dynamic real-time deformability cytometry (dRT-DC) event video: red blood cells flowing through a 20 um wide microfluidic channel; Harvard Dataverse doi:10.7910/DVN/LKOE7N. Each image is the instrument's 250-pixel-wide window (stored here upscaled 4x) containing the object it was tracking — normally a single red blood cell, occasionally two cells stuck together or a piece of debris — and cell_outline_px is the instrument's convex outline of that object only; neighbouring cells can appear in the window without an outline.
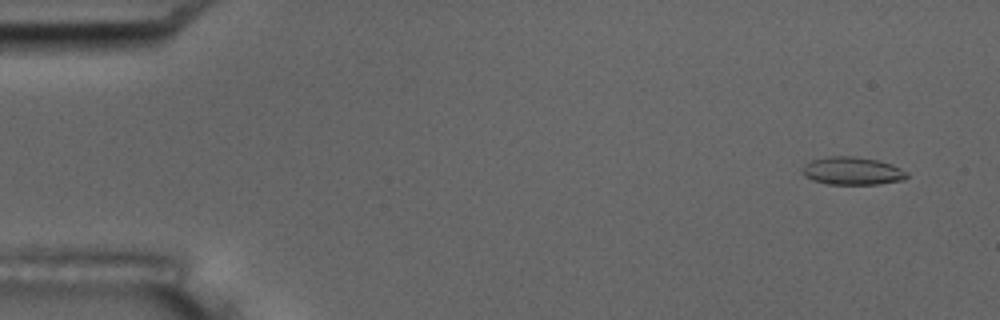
{"species": "common noctule bat (a hibernating species)", "species_latin": "Nyctalus noctula", "temperature_condition": "room temperature", "stored_images_in_passage": 4, "camera_frame_rate_fps": 3000, "um_per_image_px": 0.085, "animal": {"sex": "male", "body_mass_g": 17.5, "forearm_length_mm": 52.3}, "frame": {"image": 1, "passage_image": 1, "time_ms": 0.0, "image_size_px": [1000, 320], "cell_outline_px": [[908, 176], [904, 180], [880, 184], [828, 184], [812, 180], [804, 176], [800, 172], [800, 168], [812, 160], [832, 156], [852, 156], [876, 160], [892, 164], [908, 172]], "centroid_in_image_um": [72.43, 14.54], "position_along_channel_um": 12.6, "area_um2": 17.05}}